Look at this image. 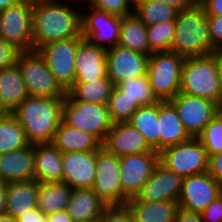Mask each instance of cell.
<instances>
[{"label":"cell","mask_w":222,"mask_h":222,"mask_svg":"<svg viewBox=\"0 0 222 222\" xmlns=\"http://www.w3.org/2000/svg\"><path fill=\"white\" fill-rule=\"evenodd\" d=\"M65 97L28 96L11 113L30 145L49 144L62 122Z\"/></svg>","instance_id":"obj_2"},{"label":"cell","mask_w":222,"mask_h":222,"mask_svg":"<svg viewBox=\"0 0 222 222\" xmlns=\"http://www.w3.org/2000/svg\"><path fill=\"white\" fill-rule=\"evenodd\" d=\"M201 4L206 15L222 16V0H203Z\"/></svg>","instance_id":"obj_47"},{"label":"cell","mask_w":222,"mask_h":222,"mask_svg":"<svg viewBox=\"0 0 222 222\" xmlns=\"http://www.w3.org/2000/svg\"><path fill=\"white\" fill-rule=\"evenodd\" d=\"M22 0H0V11L19 3Z\"/></svg>","instance_id":"obj_52"},{"label":"cell","mask_w":222,"mask_h":222,"mask_svg":"<svg viewBox=\"0 0 222 222\" xmlns=\"http://www.w3.org/2000/svg\"><path fill=\"white\" fill-rule=\"evenodd\" d=\"M33 0L19 3L0 11V37L21 51L33 50Z\"/></svg>","instance_id":"obj_9"},{"label":"cell","mask_w":222,"mask_h":222,"mask_svg":"<svg viewBox=\"0 0 222 222\" xmlns=\"http://www.w3.org/2000/svg\"><path fill=\"white\" fill-rule=\"evenodd\" d=\"M96 172V151L63 153L61 182L72 188H92Z\"/></svg>","instance_id":"obj_19"},{"label":"cell","mask_w":222,"mask_h":222,"mask_svg":"<svg viewBox=\"0 0 222 222\" xmlns=\"http://www.w3.org/2000/svg\"><path fill=\"white\" fill-rule=\"evenodd\" d=\"M217 68H218V79L220 83V94L222 98V51H217Z\"/></svg>","instance_id":"obj_51"},{"label":"cell","mask_w":222,"mask_h":222,"mask_svg":"<svg viewBox=\"0 0 222 222\" xmlns=\"http://www.w3.org/2000/svg\"><path fill=\"white\" fill-rule=\"evenodd\" d=\"M82 39L80 34L70 39L47 43L38 49L49 71L66 91L74 85L76 53Z\"/></svg>","instance_id":"obj_10"},{"label":"cell","mask_w":222,"mask_h":222,"mask_svg":"<svg viewBox=\"0 0 222 222\" xmlns=\"http://www.w3.org/2000/svg\"><path fill=\"white\" fill-rule=\"evenodd\" d=\"M107 77L116 86L129 78L147 74L149 56L119 45L107 49Z\"/></svg>","instance_id":"obj_16"},{"label":"cell","mask_w":222,"mask_h":222,"mask_svg":"<svg viewBox=\"0 0 222 222\" xmlns=\"http://www.w3.org/2000/svg\"><path fill=\"white\" fill-rule=\"evenodd\" d=\"M28 143L25 131L12 113L0 119V155L23 149Z\"/></svg>","instance_id":"obj_33"},{"label":"cell","mask_w":222,"mask_h":222,"mask_svg":"<svg viewBox=\"0 0 222 222\" xmlns=\"http://www.w3.org/2000/svg\"><path fill=\"white\" fill-rule=\"evenodd\" d=\"M78 222H98V221H78Z\"/></svg>","instance_id":"obj_57"},{"label":"cell","mask_w":222,"mask_h":222,"mask_svg":"<svg viewBox=\"0 0 222 222\" xmlns=\"http://www.w3.org/2000/svg\"><path fill=\"white\" fill-rule=\"evenodd\" d=\"M222 194V187L209 172L183 178L179 207L202 213Z\"/></svg>","instance_id":"obj_15"},{"label":"cell","mask_w":222,"mask_h":222,"mask_svg":"<svg viewBox=\"0 0 222 222\" xmlns=\"http://www.w3.org/2000/svg\"><path fill=\"white\" fill-rule=\"evenodd\" d=\"M129 1H130L131 6L134 8L138 4H140V3L144 2V1H147V0H129Z\"/></svg>","instance_id":"obj_55"},{"label":"cell","mask_w":222,"mask_h":222,"mask_svg":"<svg viewBox=\"0 0 222 222\" xmlns=\"http://www.w3.org/2000/svg\"><path fill=\"white\" fill-rule=\"evenodd\" d=\"M17 222H47V215L41 212L38 207L28 210L16 218Z\"/></svg>","instance_id":"obj_46"},{"label":"cell","mask_w":222,"mask_h":222,"mask_svg":"<svg viewBox=\"0 0 222 222\" xmlns=\"http://www.w3.org/2000/svg\"><path fill=\"white\" fill-rule=\"evenodd\" d=\"M203 222H221L222 221V194L210 203L201 213Z\"/></svg>","instance_id":"obj_43"},{"label":"cell","mask_w":222,"mask_h":222,"mask_svg":"<svg viewBox=\"0 0 222 222\" xmlns=\"http://www.w3.org/2000/svg\"><path fill=\"white\" fill-rule=\"evenodd\" d=\"M92 188L107 205L122 204L119 157L102 146L96 151V172Z\"/></svg>","instance_id":"obj_13"},{"label":"cell","mask_w":222,"mask_h":222,"mask_svg":"<svg viewBox=\"0 0 222 222\" xmlns=\"http://www.w3.org/2000/svg\"><path fill=\"white\" fill-rule=\"evenodd\" d=\"M107 49L82 39L75 60L76 78L74 82H89L107 77Z\"/></svg>","instance_id":"obj_20"},{"label":"cell","mask_w":222,"mask_h":222,"mask_svg":"<svg viewBox=\"0 0 222 222\" xmlns=\"http://www.w3.org/2000/svg\"><path fill=\"white\" fill-rule=\"evenodd\" d=\"M138 129L149 146L159 152L158 102L150 106H141L128 121Z\"/></svg>","instance_id":"obj_32"},{"label":"cell","mask_w":222,"mask_h":222,"mask_svg":"<svg viewBox=\"0 0 222 222\" xmlns=\"http://www.w3.org/2000/svg\"><path fill=\"white\" fill-rule=\"evenodd\" d=\"M157 1L165 3L166 5L174 8L177 11H181L185 8H188L196 2V0H157Z\"/></svg>","instance_id":"obj_48"},{"label":"cell","mask_w":222,"mask_h":222,"mask_svg":"<svg viewBox=\"0 0 222 222\" xmlns=\"http://www.w3.org/2000/svg\"><path fill=\"white\" fill-rule=\"evenodd\" d=\"M159 162L184 177L208 172L209 157L198 138H190L159 152Z\"/></svg>","instance_id":"obj_8"},{"label":"cell","mask_w":222,"mask_h":222,"mask_svg":"<svg viewBox=\"0 0 222 222\" xmlns=\"http://www.w3.org/2000/svg\"><path fill=\"white\" fill-rule=\"evenodd\" d=\"M51 144L62 153L97 151L102 146L92 134L68 126L63 121L59 124Z\"/></svg>","instance_id":"obj_25"},{"label":"cell","mask_w":222,"mask_h":222,"mask_svg":"<svg viewBox=\"0 0 222 222\" xmlns=\"http://www.w3.org/2000/svg\"><path fill=\"white\" fill-rule=\"evenodd\" d=\"M174 222H203L201 213L179 207Z\"/></svg>","instance_id":"obj_45"},{"label":"cell","mask_w":222,"mask_h":222,"mask_svg":"<svg viewBox=\"0 0 222 222\" xmlns=\"http://www.w3.org/2000/svg\"><path fill=\"white\" fill-rule=\"evenodd\" d=\"M133 12L148 27L175 21L178 11L160 1L147 0L135 6Z\"/></svg>","instance_id":"obj_34"},{"label":"cell","mask_w":222,"mask_h":222,"mask_svg":"<svg viewBox=\"0 0 222 222\" xmlns=\"http://www.w3.org/2000/svg\"><path fill=\"white\" fill-rule=\"evenodd\" d=\"M34 165L38 183L61 182L63 153L51 143L34 145Z\"/></svg>","instance_id":"obj_23"},{"label":"cell","mask_w":222,"mask_h":222,"mask_svg":"<svg viewBox=\"0 0 222 222\" xmlns=\"http://www.w3.org/2000/svg\"><path fill=\"white\" fill-rule=\"evenodd\" d=\"M6 110L0 105V119L6 114Z\"/></svg>","instance_id":"obj_56"},{"label":"cell","mask_w":222,"mask_h":222,"mask_svg":"<svg viewBox=\"0 0 222 222\" xmlns=\"http://www.w3.org/2000/svg\"><path fill=\"white\" fill-rule=\"evenodd\" d=\"M119 46L150 55L147 26L134 14L121 17Z\"/></svg>","instance_id":"obj_30"},{"label":"cell","mask_w":222,"mask_h":222,"mask_svg":"<svg viewBox=\"0 0 222 222\" xmlns=\"http://www.w3.org/2000/svg\"><path fill=\"white\" fill-rule=\"evenodd\" d=\"M102 147L118 157L156 152L146 142L143 134L129 122L114 123L107 133Z\"/></svg>","instance_id":"obj_18"},{"label":"cell","mask_w":222,"mask_h":222,"mask_svg":"<svg viewBox=\"0 0 222 222\" xmlns=\"http://www.w3.org/2000/svg\"><path fill=\"white\" fill-rule=\"evenodd\" d=\"M217 115L222 119V98H220L219 102L217 103Z\"/></svg>","instance_id":"obj_54"},{"label":"cell","mask_w":222,"mask_h":222,"mask_svg":"<svg viewBox=\"0 0 222 222\" xmlns=\"http://www.w3.org/2000/svg\"><path fill=\"white\" fill-rule=\"evenodd\" d=\"M208 172L222 187V152L209 157Z\"/></svg>","instance_id":"obj_44"},{"label":"cell","mask_w":222,"mask_h":222,"mask_svg":"<svg viewBox=\"0 0 222 222\" xmlns=\"http://www.w3.org/2000/svg\"><path fill=\"white\" fill-rule=\"evenodd\" d=\"M78 8L83 10L64 0H33V50L53 41L79 36L83 12Z\"/></svg>","instance_id":"obj_1"},{"label":"cell","mask_w":222,"mask_h":222,"mask_svg":"<svg viewBox=\"0 0 222 222\" xmlns=\"http://www.w3.org/2000/svg\"><path fill=\"white\" fill-rule=\"evenodd\" d=\"M107 106L114 123L128 122L140 107L137 100L125 96L117 85L113 87L110 93Z\"/></svg>","instance_id":"obj_36"},{"label":"cell","mask_w":222,"mask_h":222,"mask_svg":"<svg viewBox=\"0 0 222 222\" xmlns=\"http://www.w3.org/2000/svg\"><path fill=\"white\" fill-rule=\"evenodd\" d=\"M98 222H134L130 209L126 204L107 205Z\"/></svg>","instance_id":"obj_40"},{"label":"cell","mask_w":222,"mask_h":222,"mask_svg":"<svg viewBox=\"0 0 222 222\" xmlns=\"http://www.w3.org/2000/svg\"><path fill=\"white\" fill-rule=\"evenodd\" d=\"M28 96L21 70L17 64L0 70V105L6 112L11 113Z\"/></svg>","instance_id":"obj_27"},{"label":"cell","mask_w":222,"mask_h":222,"mask_svg":"<svg viewBox=\"0 0 222 222\" xmlns=\"http://www.w3.org/2000/svg\"><path fill=\"white\" fill-rule=\"evenodd\" d=\"M89 7L106 11L116 16H126L133 13L129 0H87Z\"/></svg>","instance_id":"obj_39"},{"label":"cell","mask_w":222,"mask_h":222,"mask_svg":"<svg viewBox=\"0 0 222 222\" xmlns=\"http://www.w3.org/2000/svg\"><path fill=\"white\" fill-rule=\"evenodd\" d=\"M175 36V21L162 22L147 27L150 51H170Z\"/></svg>","instance_id":"obj_37"},{"label":"cell","mask_w":222,"mask_h":222,"mask_svg":"<svg viewBox=\"0 0 222 222\" xmlns=\"http://www.w3.org/2000/svg\"><path fill=\"white\" fill-rule=\"evenodd\" d=\"M180 92L215 102L221 98L218 79L217 52L208 56L185 58Z\"/></svg>","instance_id":"obj_4"},{"label":"cell","mask_w":222,"mask_h":222,"mask_svg":"<svg viewBox=\"0 0 222 222\" xmlns=\"http://www.w3.org/2000/svg\"><path fill=\"white\" fill-rule=\"evenodd\" d=\"M81 13V35L97 46L109 49L118 45L121 31V17L106 11L89 7Z\"/></svg>","instance_id":"obj_12"},{"label":"cell","mask_w":222,"mask_h":222,"mask_svg":"<svg viewBox=\"0 0 222 222\" xmlns=\"http://www.w3.org/2000/svg\"><path fill=\"white\" fill-rule=\"evenodd\" d=\"M47 222H74L67 210L55 212L47 215Z\"/></svg>","instance_id":"obj_49"},{"label":"cell","mask_w":222,"mask_h":222,"mask_svg":"<svg viewBox=\"0 0 222 222\" xmlns=\"http://www.w3.org/2000/svg\"><path fill=\"white\" fill-rule=\"evenodd\" d=\"M106 206L93 188H73L66 210L74 222L99 221Z\"/></svg>","instance_id":"obj_24"},{"label":"cell","mask_w":222,"mask_h":222,"mask_svg":"<svg viewBox=\"0 0 222 222\" xmlns=\"http://www.w3.org/2000/svg\"><path fill=\"white\" fill-rule=\"evenodd\" d=\"M7 183L0 180V215L6 213Z\"/></svg>","instance_id":"obj_50"},{"label":"cell","mask_w":222,"mask_h":222,"mask_svg":"<svg viewBox=\"0 0 222 222\" xmlns=\"http://www.w3.org/2000/svg\"><path fill=\"white\" fill-rule=\"evenodd\" d=\"M34 145L0 155V180L4 183L34 180Z\"/></svg>","instance_id":"obj_21"},{"label":"cell","mask_w":222,"mask_h":222,"mask_svg":"<svg viewBox=\"0 0 222 222\" xmlns=\"http://www.w3.org/2000/svg\"><path fill=\"white\" fill-rule=\"evenodd\" d=\"M159 152L191 137L186 132L178 112L169 101L158 102Z\"/></svg>","instance_id":"obj_22"},{"label":"cell","mask_w":222,"mask_h":222,"mask_svg":"<svg viewBox=\"0 0 222 222\" xmlns=\"http://www.w3.org/2000/svg\"><path fill=\"white\" fill-rule=\"evenodd\" d=\"M158 163L159 152H146L119 157L122 204L137 195L151 177Z\"/></svg>","instance_id":"obj_11"},{"label":"cell","mask_w":222,"mask_h":222,"mask_svg":"<svg viewBox=\"0 0 222 222\" xmlns=\"http://www.w3.org/2000/svg\"><path fill=\"white\" fill-rule=\"evenodd\" d=\"M72 190L64 182L38 183V209L45 215L66 210Z\"/></svg>","instance_id":"obj_29"},{"label":"cell","mask_w":222,"mask_h":222,"mask_svg":"<svg viewBox=\"0 0 222 222\" xmlns=\"http://www.w3.org/2000/svg\"><path fill=\"white\" fill-rule=\"evenodd\" d=\"M184 57L172 51L149 55L147 76L150 88L159 101H169L180 92Z\"/></svg>","instance_id":"obj_5"},{"label":"cell","mask_w":222,"mask_h":222,"mask_svg":"<svg viewBox=\"0 0 222 222\" xmlns=\"http://www.w3.org/2000/svg\"><path fill=\"white\" fill-rule=\"evenodd\" d=\"M117 86L124 92L125 96L132 100H137L140 107L150 106L159 102L150 88L147 74L129 78L120 82Z\"/></svg>","instance_id":"obj_35"},{"label":"cell","mask_w":222,"mask_h":222,"mask_svg":"<svg viewBox=\"0 0 222 222\" xmlns=\"http://www.w3.org/2000/svg\"><path fill=\"white\" fill-rule=\"evenodd\" d=\"M125 204L134 222H174L179 208L176 201L141 202L129 198Z\"/></svg>","instance_id":"obj_28"},{"label":"cell","mask_w":222,"mask_h":222,"mask_svg":"<svg viewBox=\"0 0 222 222\" xmlns=\"http://www.w3.org/2000/svg\"><path fill=\"white\" fill-rule=\"evenodd\" d=\"M169 102L177 110L186 132L192 138H197L217 113L215 102L181 92Z\"/></svg>","instance_id":"obj_14"},{"label":"cell","mask_w":222,"mask_h":222,"mask_svg":"<svg viewBox=\"0 0 222 222\" xmlns=\"http://www.w3.org/2000/svg\"><path fill=\"white\" fill-rule=\"evenodd\" d=\"M21 50L0 37V70L17 64Z\"/></svg>","instance_id":"obj_41"},{"label":"cell","mask_w":222,"mask_h":222,"mask_svg":"<svg viewBox=\"0 0 222 222\" xmlns=\"http://www.w3.org/2000/svg\"><path fill=\"white\" fill-rule=\"evenodd\" d=\"M183 177L168 170L160 162L155 166L149 180L133 197L136 201H176L180 197Z\"/></svg>","instance_id":"obj_17"},{"label":"cell","mask_w":222,"mask_h":222,"mask_svg":"<svg viewBox=\"0 0 222 222\" xmlns=\"http://www.w3.org/2000/svg\"><path fill=\"white\" fill-rule=\"evenodd\" d=\"M17 65L29 96L66 97L67 91L49 71L44 57L38 50L21 51Z\"/></svg>","instance_id":"obj_7"},{"label":"cell","mask_w":222,"mask_h":222,"mask_svg":"<svg viewBox=\"0 0 222 222\" xmlns=\"http://www.w3.org/2000/svg\"><path fill=\"white\" fill-rule=\"evenodd\" d=\"M38 182L34 180L7 183L6 214L17 218L37 207Z\"/></svg>","instance_id":"obj_26"},{"label":"cell","mask_w":222,"mask_h":222,"mask_svg":"<svg viewBox=\"0 0 222 222\" xmlns=\"http://www.w3.org/2000/svg\"><path fill=\"white\" fill-rule=\"evenodd\" d=\"M208 157L222 152V119L216 114L197 137Z\"/></svg>","instance_id":"obj_38"},{"label":"cell","mask_w":222,"mask_h":222,"mask_svg":"<svg viewBox=\"0 0 222 222\" xmlns=\"http://www.w3.org/2000/svg\"><path fill=\"white\" fill-rule=\"evenodd\" d=\"M113 87V82L110 79L74 82V85L67 91L65 99L107 104Z\"/></svg>","instance_id":"obj_31"},{"label":"cell","mask_w":222,"mask_h":222,"mask_svg":"<svg viewBox=\"0 0 222 222\" xmlns=\"http://www.w3.org/2000/svg\"><path fill=\"white\" fill-rule=\"evenodd\" d=\"M208 29L213 46L222 51V16L207 15Z\"/></svg>","instance_id":"obj_42"},{"label":"cell","mask_w":222,"mask_h":222,"mask_svg":"<svg viewBox=\"0 0 222 222\" xmlns=\"http://www.w3.org/2000/svg\"><path fill=\"white\" fill-rule=\"evenodd\" d=\"M75 1H76V2H75V3H76L75 5L78 6V4H79V2L77 3L78 0H75ZM84 1H85V0H84Z\"/></svg>","instance_id":"obj_58"},{"label":"cell","mask_w":222,"mask_h":222,"mask_svg":"<svg viewBox=\"0 0 222 222\" xmlns=\"http://www.w3.org/2000/svg\"><path fill=\"white\" fill-rule=\"evenodd\" d=\"M62 121L68 126L92 134L101 143L114 124L107 104L66 99L63 104Z\"/></svg>","instance_id":"obj_6"},{"label":"cell","mask_w":222,"mask_h":222,"mask_svg":"<svg viewBox=\"0 0 222 222\" xmlns=\"http://www.w3.org/2000/svg\"><path fill=\"white\" fill-rule=\"evenodd\" d=\"M170 51L184 58L208 56L218 51L211 42L207 15L201 3L195 2L177 12Z\"/></svg>","instance_id":"obj_3"},{"label":"cell","mask_w":222,"mask_h":222,"mask_svg":"<svg viewBox=\"0 0 222 222\" xmlns=\"http://www.w3.org/2000/svg\"><path fill=\"white\" fill-rule=\"evenodd\" d=\"M0 222H17V221L11 215L5 213L0 215Z\"/></svg>","instance_id":"obj_53"}]
</instances>
